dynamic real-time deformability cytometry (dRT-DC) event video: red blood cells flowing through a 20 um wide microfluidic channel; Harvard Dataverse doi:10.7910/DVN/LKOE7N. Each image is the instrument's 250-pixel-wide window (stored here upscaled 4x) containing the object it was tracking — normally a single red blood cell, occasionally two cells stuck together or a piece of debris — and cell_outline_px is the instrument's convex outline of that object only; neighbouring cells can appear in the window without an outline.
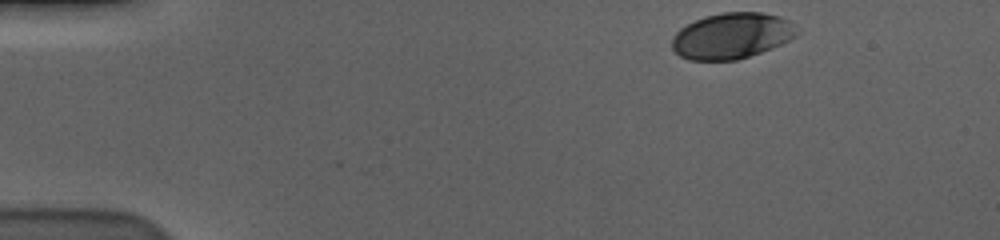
{"species": "human", "species_latin": "Homo sapiens", "temperature_condition": "cold", "stored_images_in_passage": 43, "camera_frame_rate_fps": 3000, "um_per_image_px": 0.085, "donor": {"sex": "male"}, "frame": {"image": 1, "passage_image": 1, "time_ms": 0.0, "image_size_px": [1000, 240], "cell_outline_px": [[800, 32], [788, 40], [772, 48], [736, 60], [688, 60], [680, 56], [672, 48], [672, 36], [680, 28], [704, 16], [724, 12], [760, 12], [780, 16], [788, 20]], "centroid_in_image_um": [62.18, 3.04], "position_along_channel_um": 22.8, "area_um2": 33.29}}
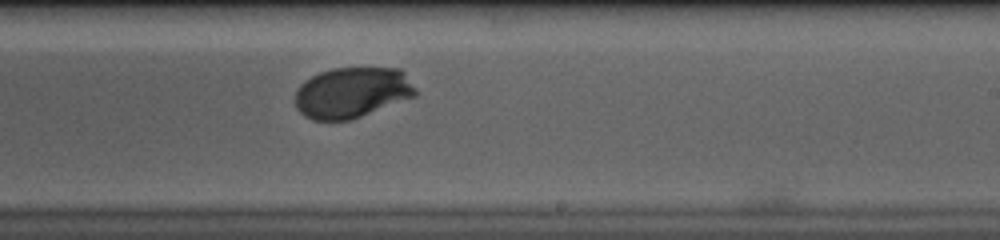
{"frame": {"image": 2, "passage_image": 29, "time_ms": 9.333, "image_size_px": [1000, 240], "cell_outline_px": [[416, 96], [352, 120], [312, 120], [304, 116], [296, 108], [296, 88], [304, 80], [320, 72], [332, 68], [400, 68], [404, 72], [416, 88]], "centroid_in_image_um": [29.92, 7.87], "position_along_channel_um": 259.1, "area_um2": 35.84}}
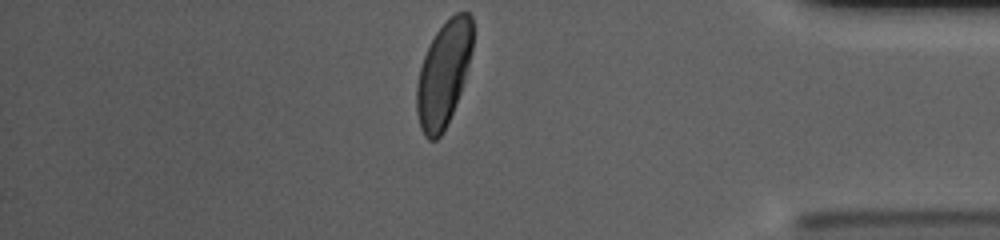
{"frame": {"image": 3, "passage_image": 43, "time_ms": 14.0, "image_size_px": [1000, 240], "cell_outline_px": [[472, 48], [468, 64], [460, 92], [452, 112], [440, 136], [436, 140], [428, 140], [424, 136], [420, 128], [416, 112], [416, 84], [420, 68], [424, 56], [436, 32], [456, 12], [468, 12], [472, 16]], "centroid_in_image_um": [37.68, 6.3], "position_along_channel_um": 397.5, "area_um2": 33.7}, "authors_computed_cell_mechanics": {"area_um2": 35.7782, "velocity_mm_per_s": 3.5651, "shape_relaxation_time_tau1_ms": 2.339, "shape_relaxation_time_tau2_ms": null, "deformation_change_tau1": 0.127, "deformation_change_tau2": null}}